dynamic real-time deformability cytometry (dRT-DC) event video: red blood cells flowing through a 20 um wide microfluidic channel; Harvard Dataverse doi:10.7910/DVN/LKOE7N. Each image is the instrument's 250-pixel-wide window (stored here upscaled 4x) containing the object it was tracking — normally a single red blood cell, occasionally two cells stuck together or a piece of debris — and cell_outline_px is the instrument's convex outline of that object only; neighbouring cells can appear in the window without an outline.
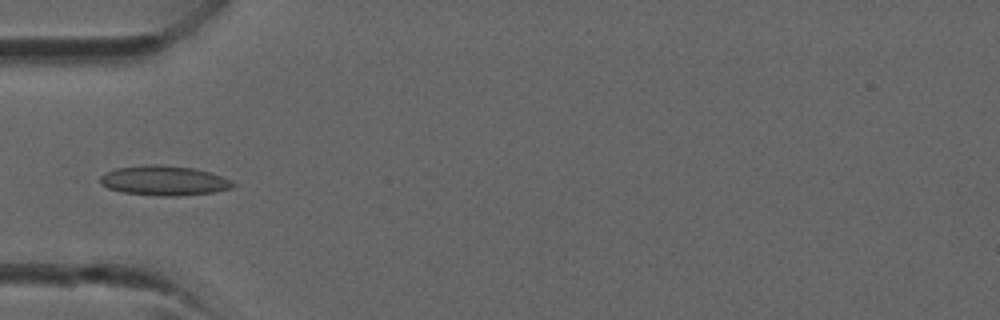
{"species": "common noctule bat (a hibernating species)", "species_latin": "Nyctalus noctula", "temperature_condition": "room temperature", "stored_images_in_passage": 2, "camera_frame_rate_fps": 3000, "um_per_image_px": 0.085, "animal": {"sex": "male", "forearm_length_mm": 52.5}, "frame": {"image": 1, "passage_image": 2, "time_ms": 0.333, "image_size_px": [1000, 320], "cell_outline_px": [[236, 184], [232, 188], [216, 192], [176, 196], [160, 196], [124, 192], [108, 188], [100, 184], [100, 176], [116, 168], [144, 164], [160, 164], [192, 168], [212, 172], [232, 180]], "centroid_in_image_um": [13.98, 15.34], "position_along_channel_um": 71.0, "area_um2": 23.18}}